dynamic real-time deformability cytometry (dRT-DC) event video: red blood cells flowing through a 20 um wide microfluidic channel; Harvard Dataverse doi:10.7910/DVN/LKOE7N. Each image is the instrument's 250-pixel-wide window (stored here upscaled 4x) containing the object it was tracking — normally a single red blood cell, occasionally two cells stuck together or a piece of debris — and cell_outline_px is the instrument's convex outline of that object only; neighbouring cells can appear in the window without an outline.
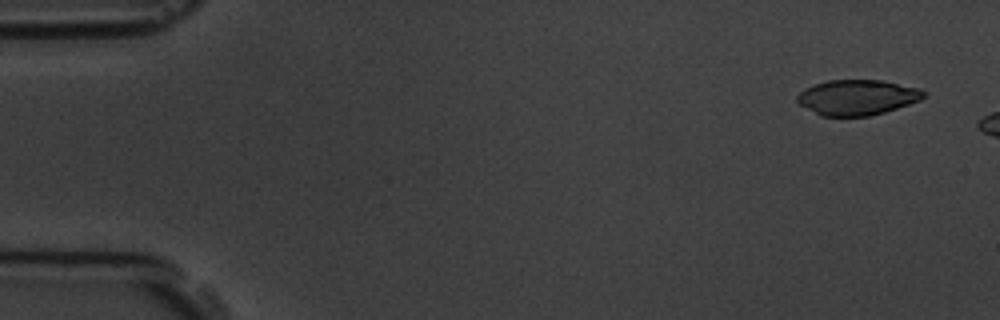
{"species": "common noctule bat (a hibernating species)", "species_latin": "Nyctalus noctula", "temperature_condition": "room temperature", "stored_images_in_passage": 2, "camera_frame_rate_fps": 3000, "um_per_image_px": 0.085, "animal": {"sex": "male", "body_mass_g": 19.5, "forearm_length_mm": 54.6}, "frame": {"image": 1, "passage_image": 1, "time_ms": 0.0, "image_size_px": [1000, 320], "cell_outline_px": [[928, 92], [920, 100], [884, 112], [868, 116], [820, 116], [800, 104], [796, 100], [796, 96], [804, 88], [828, 80], [880, 80], [920, 88]], "centroid_in_image_um": [72.86, 8.27], "position_along_channel_um": 12.1, "area_um2": 25.95}}